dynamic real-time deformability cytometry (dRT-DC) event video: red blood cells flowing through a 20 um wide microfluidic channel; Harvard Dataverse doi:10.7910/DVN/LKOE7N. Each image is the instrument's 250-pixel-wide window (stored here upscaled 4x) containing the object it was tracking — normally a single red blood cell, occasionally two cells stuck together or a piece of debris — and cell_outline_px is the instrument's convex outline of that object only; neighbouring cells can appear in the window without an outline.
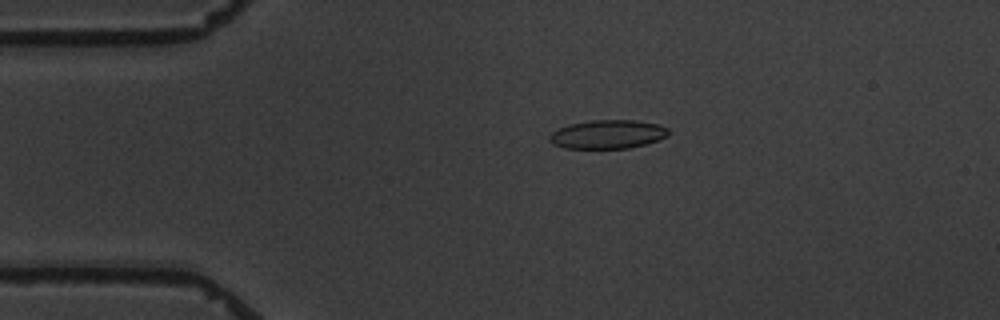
{"species": "common noctule bat (a hibernating species)", "species_latin": "Nyctalus noctula", "temperature_condition": "warm", "stored_images_in_passage": 7, "camera_frame_rate_fps": 3000, "um_per_image_px": 0.085, "animal": {"sex": "male", "body_mass_g": 19.5, "forearm_length_mm": 54.6}, "frame": {"image": 1, "passage_image": 1, "time_ms": 0.0, "image_size_px": [1000, 320], "cell_outline_px": [[668, 136], [644, 144], [628, 148], [564, 148], [552, 144], [548, 136], [552, 132], [568, 124], [588, 120], [636, 120], [656, 124], [668, 128]], "centroid_in_image_um": [51.61, 11.41], "position_along_channel_um": 33.4, "area_um2": 19.83}}
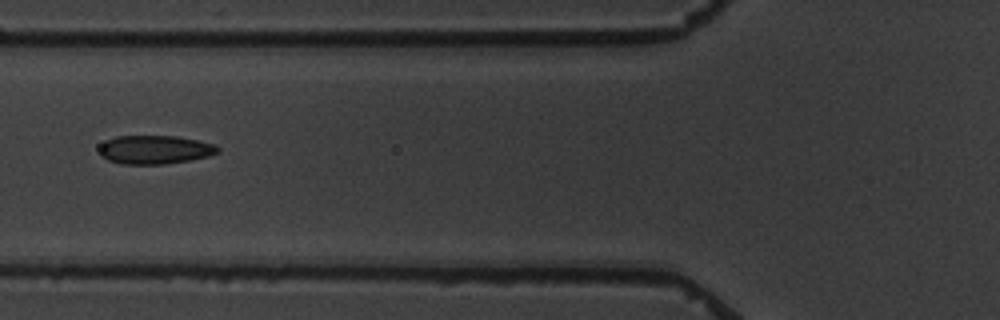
{"frame": {"image": 2, "passage_image": 4, "time_ms": 3.333, "image_size_px": [1000, 320], "cell_outline_px": [[220, 152], [208, 156], [188, 160], [164, 164], [124, 164], [108, 160], [100, 156], [100, 144], [116, 136], [176, 136], [216, 144], [220, 148]], "centroid_in_image_um": [13.18, 12.72], "position_along_channel_um": 112.6, "area_um2": 19.71}}
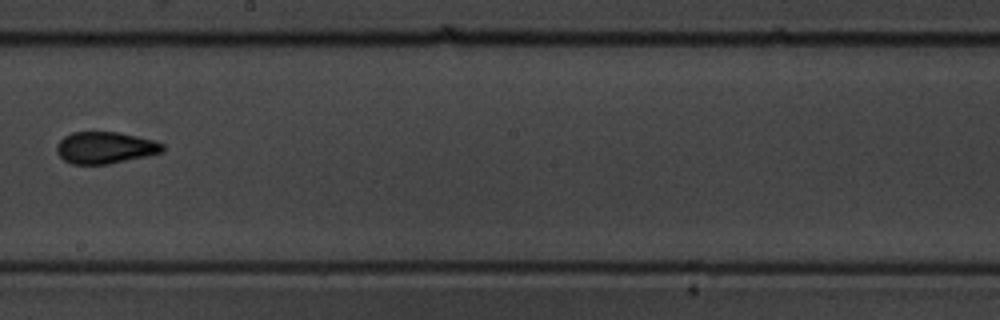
{"frame": {"image": 3, "passage_image": 7, "time_ms": 7.0, "image_size_px": [1000, 320], "cell_outline_px": [[164, 152], [108, 164], [72, 164], [64, 160], [56, 152], [56, 144], [64, 136], [72, 132], [116, 132], [156, 140], [164, 144]], "centroid_in_image_um": [8.94, 12.55], "position_along_channel_um": 239.3, "area_um2": 19.65}}